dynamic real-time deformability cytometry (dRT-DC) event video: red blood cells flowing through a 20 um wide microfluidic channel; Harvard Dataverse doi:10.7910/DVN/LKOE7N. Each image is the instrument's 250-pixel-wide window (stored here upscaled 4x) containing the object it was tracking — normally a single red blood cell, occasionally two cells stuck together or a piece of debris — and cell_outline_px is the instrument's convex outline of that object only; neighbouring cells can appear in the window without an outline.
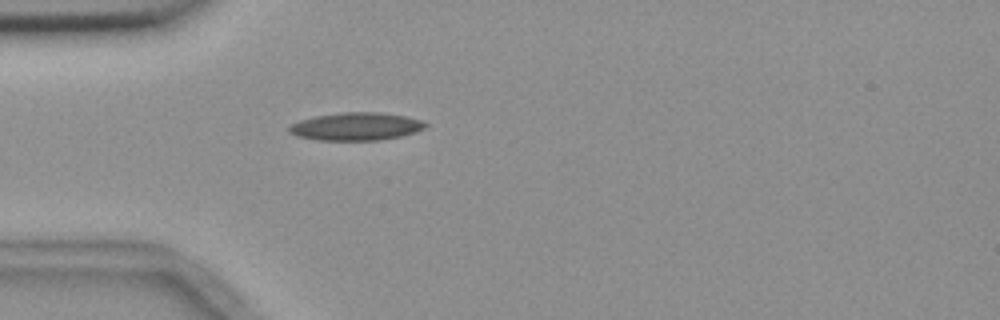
{"species": "common noctule bat (a hibernating species)", "species_latin": "Nyctalus noctula", "temperature_condition": "room temperature", "stored_images_in_passage": 1, "camera_frame_rate_fps": 3000, "um_per_image_px": 0.085, "animal": {"sex": "female", "body_mass_g": 18.4}, "frame": {"image": 1, "passage_image": 1, "time_ms": 0.0, "image_size_px": [1000, 320], "cell_outline_px": [[428, 124], [424, 128], [416, 132], [400, 136], [380, 140], [316, 140], [296, 136], [288, 132], [288, 128], [292, 124], [300, 120], [316, 116], [344, 112], [376, 112], [404, 116], [420, 120]], "centroid_in_image_um": [30.24, 10.76], "position_along_channel_um": 54.8, "area_um2": 21.96}}